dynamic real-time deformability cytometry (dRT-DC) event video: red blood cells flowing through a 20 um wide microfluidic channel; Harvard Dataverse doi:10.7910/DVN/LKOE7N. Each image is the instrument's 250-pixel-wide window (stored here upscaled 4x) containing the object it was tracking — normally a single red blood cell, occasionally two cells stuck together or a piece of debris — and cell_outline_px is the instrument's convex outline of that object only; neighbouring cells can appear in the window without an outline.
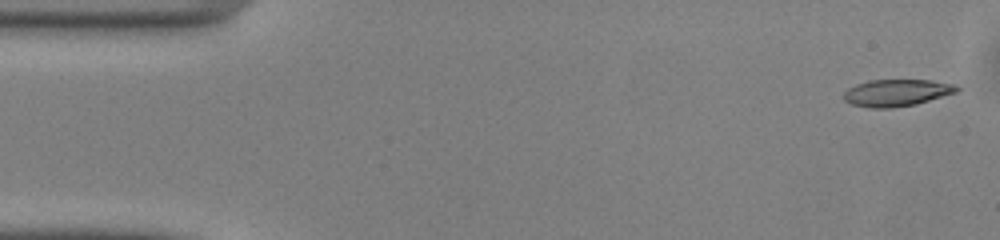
{"species": "common noctule bat (a hibernating species)", "species_latin": "Nyctalus noctula", "temperature_condition": "warm", "stored_images_in_passage": 49, "camera_frame_rate_fps": 3000, "um_per_image_px": 0.085, "animal": {"sex": "male", "body_mass_g": 13.0, "forearm_length_mm": 53.1}, "frame": {"image": 1, "passage_image": 1, "time_ms": 0.0, "image_size_px": [1000, 240], "cell_outline_px": [[960, 88], [956, 92], [916, 104], [892, 108], [872, 108], [852, 104], [844, 100], [844, 92], [848, 88], [856, 84], [868, 80], [932, 80], [956, 84]], "centroid_in_image_um": [76.22, 7.88], "position_along_channel_um": 8.8, "area_um2": 17.74}}
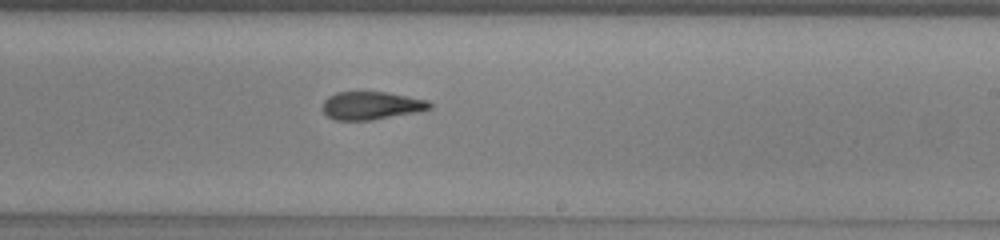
{"frame": {"image": 2, "passage_image": 28, "time_ms": 9.0, "image_size_px": [1000, 240], "cell_outline_px": [[432, 108], [420, 112], [372, 120], [336, 120], [328, 116], [320, 108], [324, 100], [328, 96], [336, 92], [384, 92], [428, 100], [432, 104]], "centroid_in_image_um": [31.56, 8.98], "position_along_channel_um": 257.4, "area_um2": 17.63}}
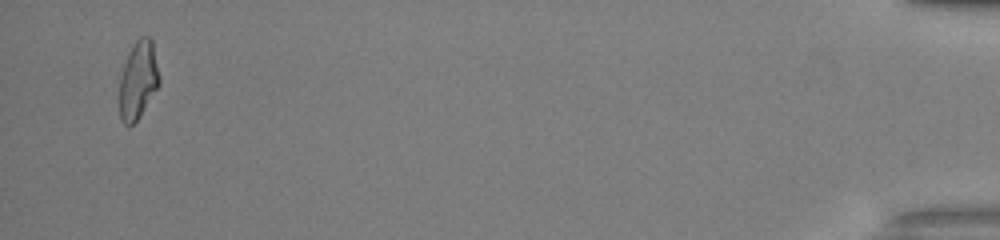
{"frame": {"image": 3, "passage_image": 47, "time_ms": 15.333, "image_size_px": [1000, 240], "cell_outline_px": [[160, 84], [140, 116], [132, 124], [124, 124], [120, 120], [120, 76], [128, 52], [136, 40], [140, 36], [148, 36], [152, 40], [160, 76]], "centroid_in_image_um": [11.75, 6.78], "position_along_channel_um": 423.4, "area_um2": 18.09}, "authors_computed_cell_mechanics": {"area_um2": 18.2648, "velocity_mm_per_s": 4.1206, "shape_relaxation_time_tau1_ms": 8.3164, "shape_relaxation_time_tau2_ms": 3.9288, "deformation_change_tau1": 0.2534, "deformation_change_tau2": 0.1125}}